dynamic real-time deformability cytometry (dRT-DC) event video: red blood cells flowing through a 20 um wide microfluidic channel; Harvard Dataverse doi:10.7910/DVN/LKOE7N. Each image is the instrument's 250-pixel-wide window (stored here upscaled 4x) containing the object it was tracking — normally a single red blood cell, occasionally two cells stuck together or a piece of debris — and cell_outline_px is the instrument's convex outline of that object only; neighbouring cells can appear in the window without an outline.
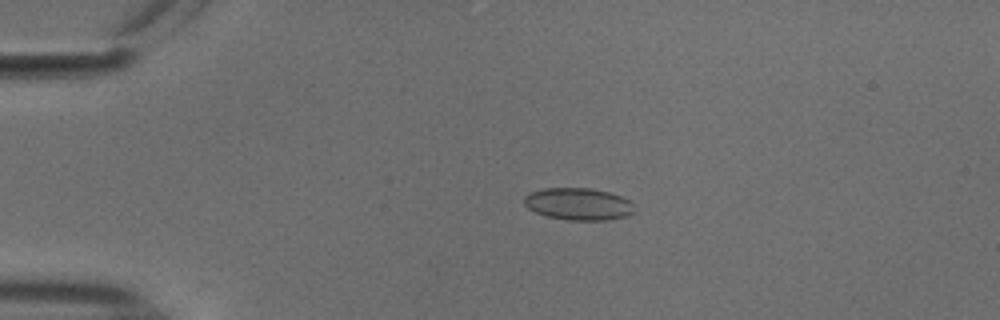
{"species": "common noctule bat (a hibernating species)", "species_latin": "Nyctalus noctula", "temperature_condition": "cold", "stored_images_in_passage": 53, "camera_frame_rate_fps": 3000, "um_per_image_px": 0.085, "animal": {"sex": "male", "body_mass_g": 18.8}, "frame": {"image": 1, "passage_image": 11, "time_ms": 3.333, "image_size_px": [1000, 320], "cell_outline_px": [[636, 212], [628, 216], [608, 220], [568, 220], [548, 216], [536, 212], [528, 208], [524, 204], [524, 196], [528, 192], [544, 188], [588, 188], [608, 192], [632, 200]], "centroid_in_image_um": [49.2, 17.34], "position_along_channel_um": 35.8, "area_um2": 20.87}}
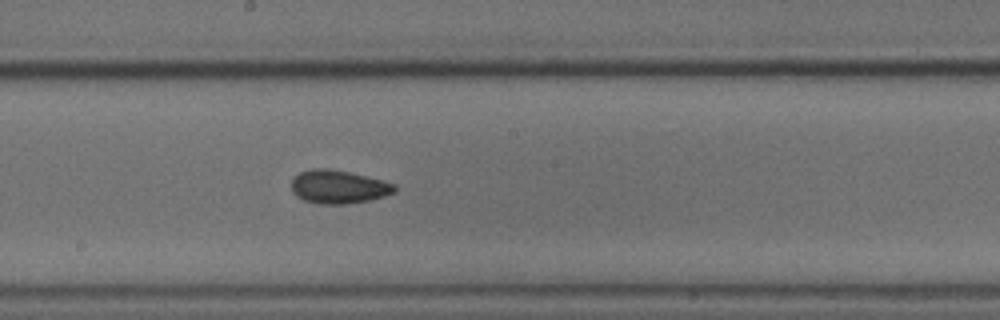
{"frame": {"image": 2, "passage_image": 29, "time_ms": 9.333, "image_size_px": [1000, 320], "cell_outline_px": [[396, 192], [372, 200], [348, 204], [320, 204], [304, 200], [296, 196], [292, 192], [292, 180], [300, 172], [312, 168], [328, 168], [348, 172], [396, 184]], "centroid_in_image_um": [28.77, 15.89], "position_along_channel_um": 219.4, "area_um2": 20.06}}
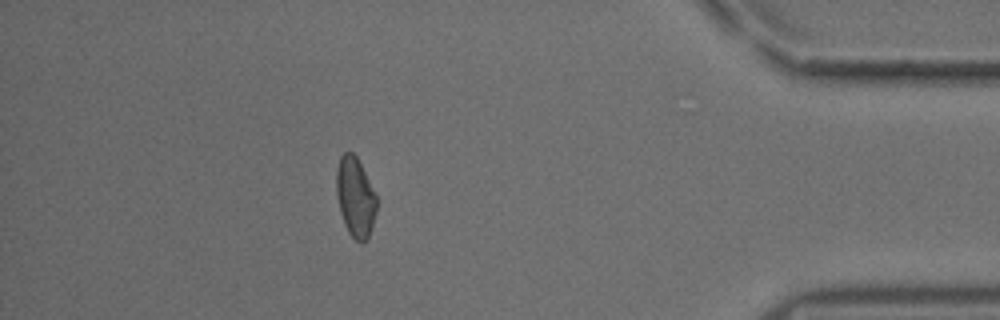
{"frame": {"image": 3, "passage_image": 47, "time_ms": 15.333, "image_size_px": [1000, 320], "cell_outline_px": [[376, 212], [368, 236], [360, 244], [348, 232], [344, 224], [340, 212], [336, 196], [336, 168], [340, 156], [344, 152], [352, 152], [356, 156], [376, 196]], "centroid_in_image_um": [30.16, 16.74], "position_along_channel_um": 405.0, "area_um2": 18.44}, "authors_computed_cell_mechanics": {"area_um2": 19.363, "velocity_mm_per_s": 3.7638, "shape_relaxation_time_tau1_ms": 9.3244, "shape_relaxation_time_tau2_ms": 3.3874, "deformation_change_tau1": 0.1417, "deformation_change_tau2": 0.075}}